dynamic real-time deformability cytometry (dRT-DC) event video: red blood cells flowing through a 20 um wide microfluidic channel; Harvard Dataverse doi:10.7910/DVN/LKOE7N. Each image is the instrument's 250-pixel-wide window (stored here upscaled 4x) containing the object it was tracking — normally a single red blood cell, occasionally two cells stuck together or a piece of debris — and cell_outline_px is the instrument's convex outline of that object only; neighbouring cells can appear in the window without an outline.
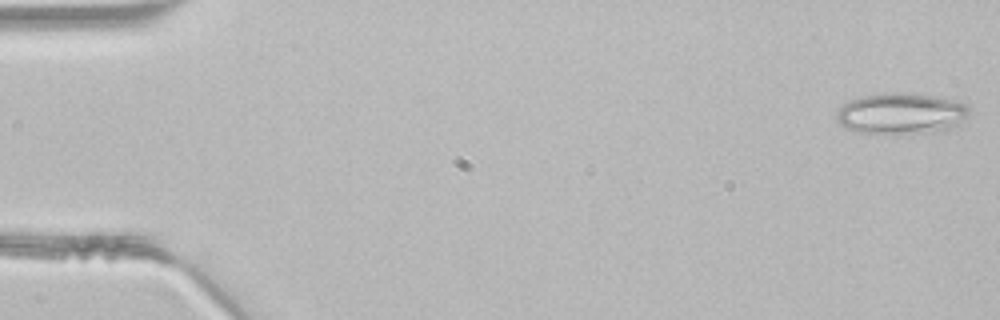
{"species": "common noctule bat (a hibernating species)", "species_latin": "Nyctalus noctula", "temperature_condition": "room temperature", "stored_images_in_passage": 43, "camera_frame_rate_fps": 3000, "um_per_image_px": 0.085, "animal": {"sex": "male", "body_mass_g": 21.5, "forearm_length_mm": 52.0}, "frame": {"image": 1, "passage_image": 1, "time_ms": 0.0, "image_size_px": [1000, 320], "cell_outline_px": [[968, 112], [960, 124], [944, 132], [856, 132], [848, 128], [836, 120], [836, 112], [844, 104], [852, 100], [864, 96], [892, 92], [908, 92], [932, 96], [952, 100], [968, 104]], "centroid_in_image_um": [76.63, 9.64], "position_along_channel_um": 8.4, "area_um2": 31.27}}
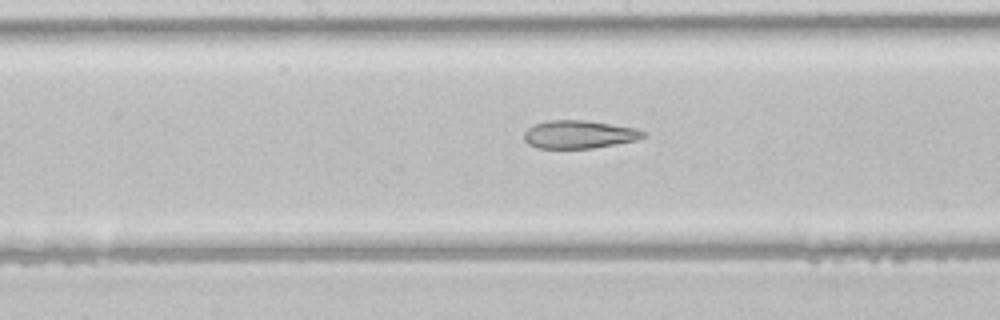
{"frame": {"image": 2, "passage_image": 23, "time_ms": 7.333, "image_size_px": [1000, 320], "cell_outline_px": [[644, 136], [636, 140], [592, 148], [536, 148], [528, 144], [524, 140], [524, 132], [528, 128], [536, 124], [548, 120], [584, 120], [636, 128], [644, 132]], "centroid_in_image_um": [49.17, 11.42], "position_along_channel_um": 199.0, "area_um2": 19.25}}
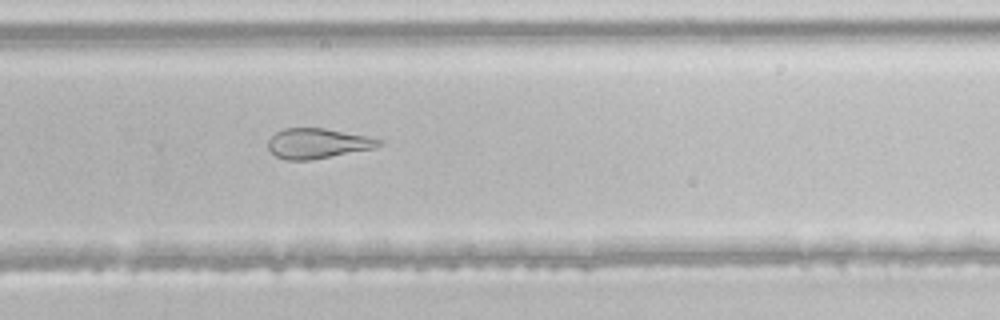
{"frame": {"image": 3, "passage_image": 30, "time_ms": 9.667, "image_size_px": [1000, 320], "cell_outline_px": [[384, 144], [376, 148], [312, 160], [288, 160], [276, 156], [268, 148], [268, 140], [276, 132], [284, 128], [324, 128], [368, 136], [384, 140]], "centroid_in_image_um": [27.05, 12.19], "position_along_channel_um": 302.8, "area_um2": 19.59}}